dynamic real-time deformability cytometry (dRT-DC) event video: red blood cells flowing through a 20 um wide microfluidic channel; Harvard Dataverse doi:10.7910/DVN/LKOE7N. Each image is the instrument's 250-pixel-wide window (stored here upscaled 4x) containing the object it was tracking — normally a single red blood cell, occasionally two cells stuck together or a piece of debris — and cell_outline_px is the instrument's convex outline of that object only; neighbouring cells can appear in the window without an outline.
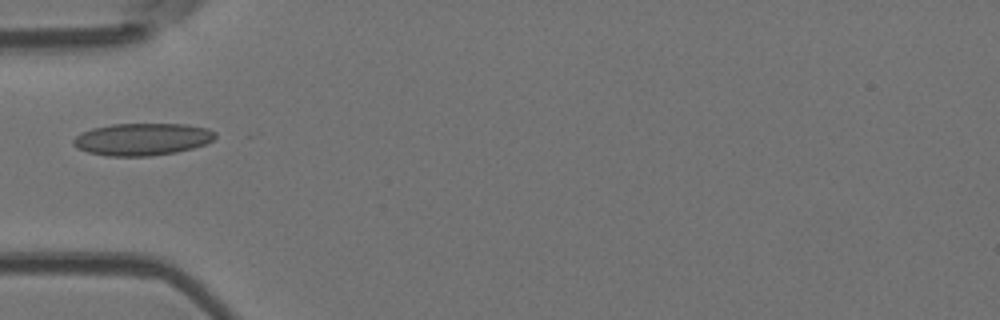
{"species": "Egyptian fruit bat (a non-hibernating species)", "species_latin": "Rousettus aegyptiacus", "temperature_condition": "room temperature", "stored_images_in_passage": 24, "camera_frame_rate_fps": 3000, "um_per_image_px": 0.085, "animal": {"sex": "female"}, "frame": {"image": 1, "passage_image": 1, "time_ms": 0.0, "image_size_px": [1000, 320], "cell_outline_px": [[216, 136], [212, 140], [204, 144], [192, 148], [176, 152], [148, 156], [108, 156], [88, 152], [76, 148], [72, 144], [72, 140], [80, 132], [92, 128], [112, 124], [184, 124], [208, 128], [216, 132]], "centroid_in_image_um": [12.06, 11.83], "position_along_channel_um": 72.9, "area_um2": 26.7}}
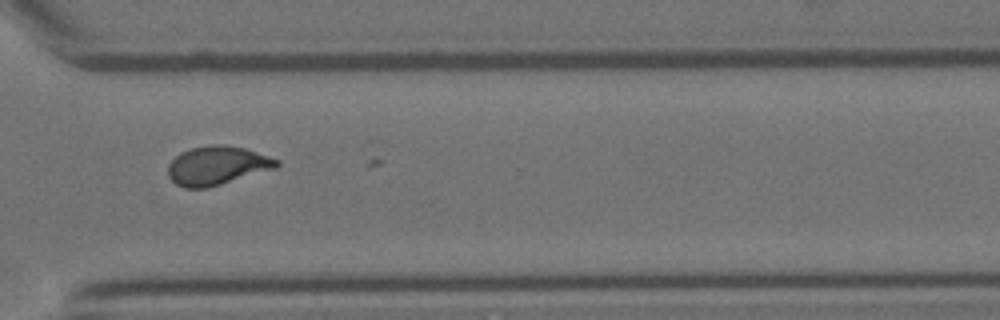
{"frame": {"image": 2, "passage_image": 23, "time_ms": 7.333, "image_size_px": [1000, 320], "cell_outline_px": [[280, 164], [276, 168], [208, 188], [184, 188], [176, 184], [168, 176], [168, 164], [180, 152], [192, 148], [212, 144], [224, 144], [244, 148], [280, 160]], "centroid_in_image_um": [18.45, 14.07], "position_along_channel_um": 352.2, "area_um2": 24.57}}